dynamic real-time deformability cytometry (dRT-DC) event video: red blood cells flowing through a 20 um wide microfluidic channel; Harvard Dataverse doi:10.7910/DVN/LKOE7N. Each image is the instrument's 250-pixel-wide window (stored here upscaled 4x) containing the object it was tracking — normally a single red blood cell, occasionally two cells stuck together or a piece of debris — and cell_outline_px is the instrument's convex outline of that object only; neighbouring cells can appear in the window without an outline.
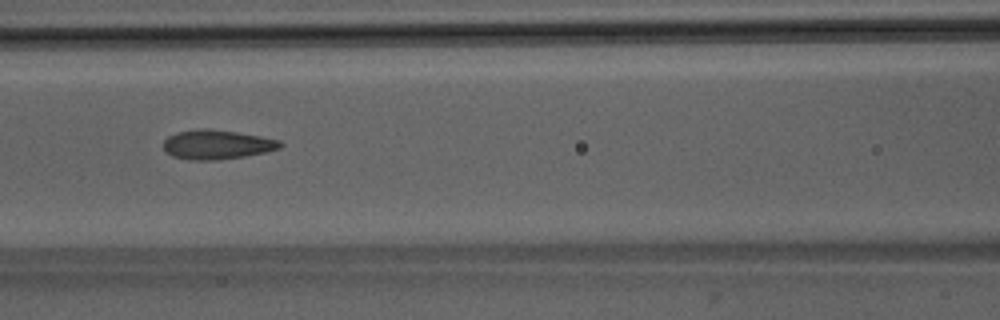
{"species": "Egyptian fruit bat (a non-hibernating species)", "species_latin": "Rousettus aegyptiacus", "temperature_condition": "room temperature", "stored_images_in_passage": 41, "camera_frame_rate_fps": 3000, "um_per_image_px": 0.085, "animal": {"sex": "male"}, "frame": {"image": 1, "passage_image": 13, "time_ms": 4.0, "image_size_px": [1000, 320], "cell_outline_px": [[284, 144], [280, 148], [264, 152], [244, 156], [216, 160], [188, 160], [172, 156], [164, 148], [164, 140], [168, 136], [176, 132], [196, 128], [208, 128], [236, 132], [260, 136], [280, 140]], "centroid_in_image_um": [18.42, 12.28], "position_along_channel_um": 148.2, "area_um2": 20.0}}
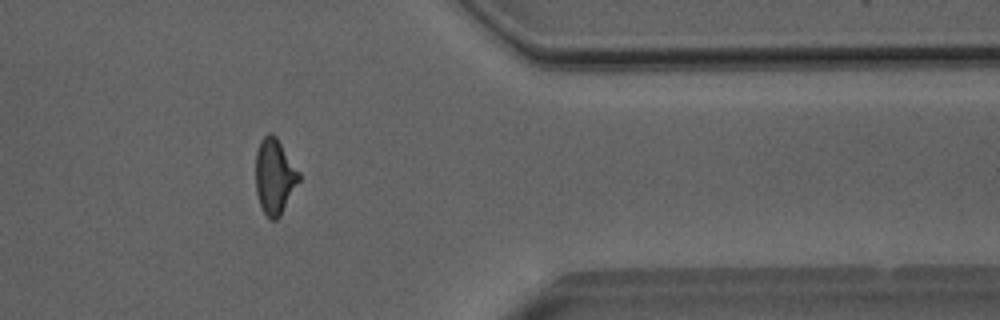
{"frame": {"image": 2, "passage_image": 32, "time_ms": 10.333, "image_size_px": [1000, 320], "cell_outline_px": [[300, 180], [280, 216], [276, 220], [268, 220], [260, 204], [256, 192], [256, 152], [260, 140], [268, 132], [272, 132], [276, 136], [300, 172]], "centroid_in_image_um": [23.34, 14.98], "position_along_channel_um": 388.1, "area_um2": 19.13}}
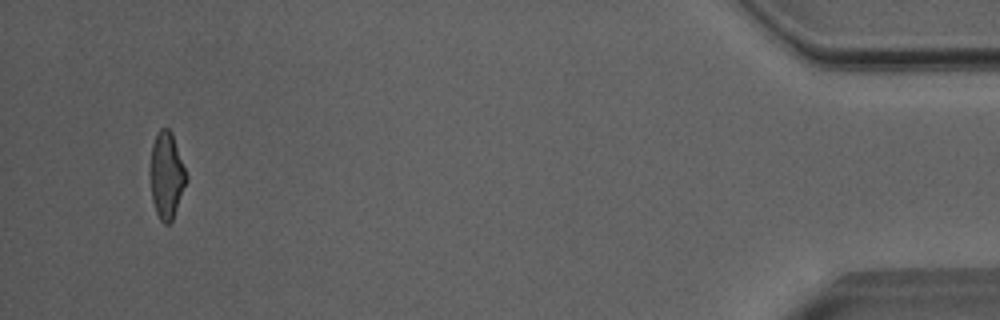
{"frame": {"image": 3, "passage_image": 39, "time_ms": 12.667, "image_size_px": [1000, 320], "cell_outline_px": [[188, 180], [172, 220], [168, 224], [164, 224], [160, 220], [156, 212], [152, 200], [152, 144], [160, 128], [168, 128], [172, 132], [188, 176]], "centroid_in_image_um": [14.2, 14.91], "position_along_channel_um": 421.0, "area_um2": 17.8}, "authors_computed_cell_mechanics": {"area_um2": 19.3052, "velocity_mm_per_s": 4.0569, "shape_relaxation_time_tau1_ms": 8.9708, "shape_relaxation_time_tau2_ms": 1.3595, "deformation_change_tau1": 0.2327, "deformation_change_tau2": 0.0878}}